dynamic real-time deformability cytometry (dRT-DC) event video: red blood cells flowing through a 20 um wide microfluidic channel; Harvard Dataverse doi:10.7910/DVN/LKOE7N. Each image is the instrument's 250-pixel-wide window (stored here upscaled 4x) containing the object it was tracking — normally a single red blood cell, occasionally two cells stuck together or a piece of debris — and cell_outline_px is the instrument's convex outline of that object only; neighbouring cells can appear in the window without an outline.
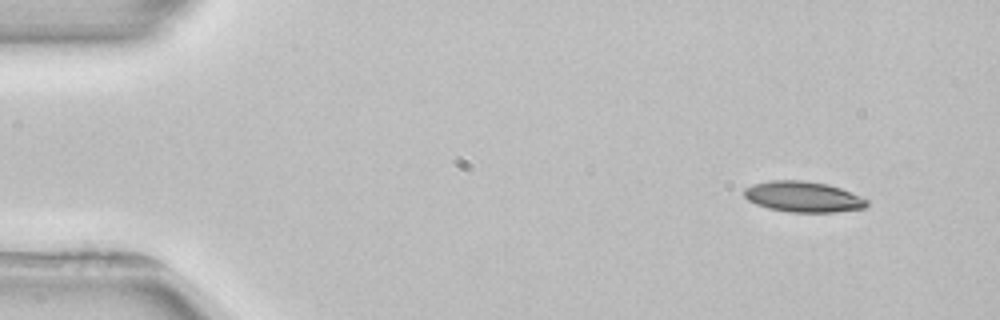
{"species": "common noctule bat (a hibernating species)", "species_latin": "Nyctalus noctula", "temperature_condition": "room temperature", "stored_images_in_passage": 4, "camera_frame_rate_fps": 3000, "um_per_image_px": 0.085, "animal": {"sex": "female", "body_mass_g": 22.7, "forearm_length_mm": 54.2}, "frame": {"image": 1, "passage_image": 1, "time_ms": 0.0, "image_size_px": [1000, 320], "cell_outline_px": [[868, 204], [864, 208], [836, 212], [788, 212], [768, 208], [756, 204], [748, 200], [744, 196], [744, 188], [752, 184], [768, 180], [804, 180], [828, 184], [840, 188], [868, 200]], "centroid_in_image_um": [68.23, 16.72], "position_along_channel_um": 16.8, "area_um2": 22.02}}
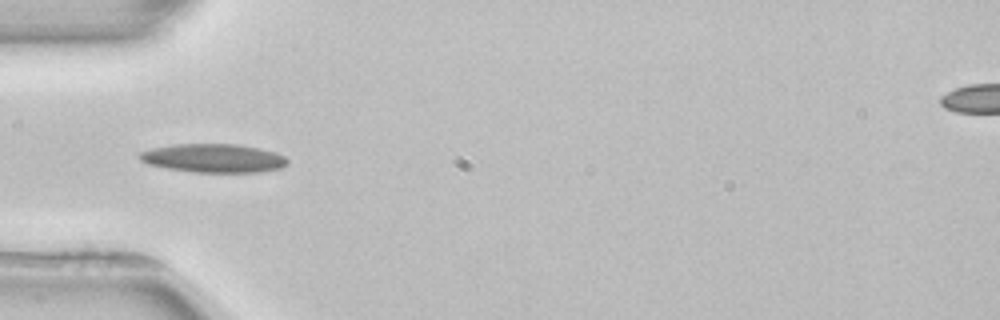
{"frame": {"image": 2, "passage_image": 3, "time_ms": 4.0, "image_size_px": [1000, 320], "cell_outline_px": [[288, 164], [284, 168], [260, 172], [192, 172], [168, 168], [148, 164], [140, 160], [136, 156], [140, 152], [152, 148], [176, 144], [240, 144], [260, 148], [276, 152], [284, 156], [288, 160]], "centroid_in_image_um": [18.18, 13.44], "position_along_channel_um": 66.8, "area_um2": 24.91}}